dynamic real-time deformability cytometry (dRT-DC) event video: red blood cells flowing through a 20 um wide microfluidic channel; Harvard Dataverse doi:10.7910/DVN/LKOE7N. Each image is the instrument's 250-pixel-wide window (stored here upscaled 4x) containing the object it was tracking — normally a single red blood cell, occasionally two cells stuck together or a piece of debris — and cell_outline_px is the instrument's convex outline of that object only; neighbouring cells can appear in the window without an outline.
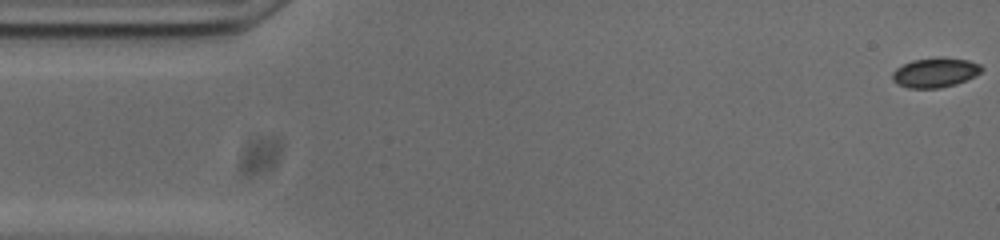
{"species": "common noctule bat (a hibernating species)", "species_latin": "Nyctalus noctula", "temperature_condition": "cold", "stored_images_in_passage": 14, "camera_frame_rate_fps": 3000, "um_per_image_px": 0.085, "animal": {"sex": "male", "body_mass_g": 20.0, "forearm_length_mm": 53.3}, "frame": {"image": 1, "passage_image": 1, "time_ms": 0.0, "image_size_px": [1000, 240], "cell_outline_px": [[984, 68], [980, 72], [956, 84], [940, 88], [908, 88], [892, 80], [892, 72], [896, 68], [912, 60], [940, 56], [968, 60], [980, 64]], "centroid_in_image_um": [79.47, 6.15], "position_along_channel_um": 5.5, "area_um2": 15.37}}
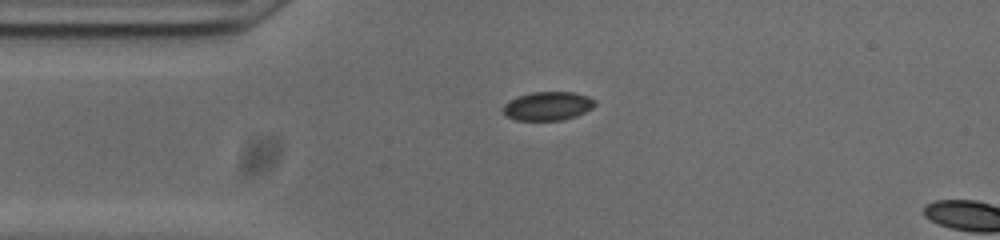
{"frame": {"image": 2, "passage_image": 12, "time_ms": 3.667, "image_size_px": [1000, 240], "cell_outline_px": [[596, 104], [592, 108], [576, 116], [560, 120], [516, 120], [508, 116], [504, 112], [504, 104], [508, 100], [532, 92], [572, 92], [588, 96], [596, 100]], "centroid_in_image_um": [46.59, 9.01], "position_along_channel_um": 38.4, "area_um2": 15.2}}